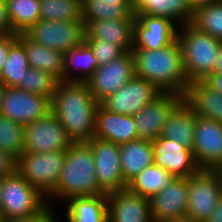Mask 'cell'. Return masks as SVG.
<instances>
[{
  "instance_id": "cell-1",
  "label": "cell",
  "mask_w": 222,
  "mask_h": 222,
  "mask_svg": "<svg viewBox=\"0 0 222 222\" xmlns=\"http://www.w3.org/2000/svg\"><path fill=\"white\" fill-rule=\"evenodd\" d=\"M99 104L85 82L60 81L51 100V112L72 142H87L95 134Z\"/></svg>"
},
{
  "instance_id": "cell-2",
  "label": "cell",
  "mask_w": 222,
  "mask_h": 222,
  "mask_svg": "<svg viewBox=\"0 0 222 222\" xmlns=\"http://www.w3.org/2000/svg\"><path fill=\"white\" fill-rule=\"evenodd\" d=\"M135 75L152 82L161 92L184 95L188 79L184 72L181 46L176 39L158 50H131Z\"/></svg>"
},
{
  "instance_id": "cell-3",
  "label": "cell",
  "mask_w": 222,
  "mask_h": 222,
  "mask_svg": "<svg viewBox=\"0 0 222 222\" xmlns=\"http://www.w3.org/2000/svg\"><path fill=\"white\" fill-rule=\"evenodd\" d=\"M100 194L105 193L97 183L94 155L90 145L87 142H73L66 150L56 188L46 197L48 206L55 209L53 202L56 199V202L59 199L61 204V201H68L73 197Z\"/></svg>"
},
{
  "instance_id": "cell-4",
  "label": "cell",
  "mask_w": 222,
  "mask_h": 222,
  "mask_svg": "<svg viewBox=\"0 0 222 222\" xmlns=\"http://www.w3.org/2000/svg\"><path fill=\"white\" fill-rule=\"evenodd\" d=\"M177 40L188 83L204 81L213 74L222 41L200 32L190 23L178 27Z\"/></svg>"
},
{
  "instance_id": "cell-5",
  "label": "cell",
  "mask_w": 222,
  "mask_h": 222,
  "mask_svg": "<svg viewBox=\"0 0 222 222\" xmlns=\"http://www.w3.org/2000/svg\"><path fill=\"white\" fill-rule=\"evenodd\" d=\"M47 207V198L18 171L2 178V218L32 217L41 214Z\"/></svg>"
},
{
  "instance_id": "cell-6",
  "label": "cell",
  "mask_w": 222,
  "mask_h": 222,
  "mask_svg": "<svg viewBox=\"0 0 222 222\" xmlns=\"http://www.w3.org/2000/svg\"><path fill=\"white\" fill-rule=\"evenodd\" d=\"M65 155L66 150L44 153L24 151L17 159V171L47 197L56 188Z\"/></svg>"
},
{
  "instance_id": "cell-7",
  "label": "cell",
  "mask_w": 222,
  "mask_h": 222,
  "mask_svg": "<svg viewBox=\"0 0 222 222\" xmlns=\"http://www.w3.org/2000/svg\"><path fill=\"white\" fill-rule=\"evenodd\" d=\"M188 209L186 217L198 222L212 214L222 195V170L199 169L187 177Z\"/></svg>"
},
{
  "instance_id": "cell-8",
  "label": "cell",
  "mask_w": 222,
  "mask_h": 222,
  "mask_svg": "<svg viewBox=\"0 0 222 222\" xmlns=\"http://www.w3.org/2000/svg\"><path fill=\"white\" fill-rule=\"evenodd\" d=\"M24 34L35 43L65 53L84 42L85 25L83 21L39 20Z\"/></svg>"
},
{
  "instance_id": "cell-9",
  "label": "cell",
  "mask_w": 222,
  "mask_h": 222,
  "mask_svg": "<svg viewBox=\"0 0 222 222\" xmlns=\"http://www.w3.org/2000/svg\"><path fill=\"white\" fill-rule=\"evenodd\" d=\"M72 143L64 126L51 111L44 118L24 125L25 151L44 153L67 150Z\"/></svg>"
},
{
  "instance_id": "cell-10",
  "label": "cell",
  "mask_w": 222,
  "mask_h": 222,
  "mask_svg": "<svg viewBox=\"0 0 222 222\" xmlns=\"http://www.w3.org/2000/svg\"><path fill=\"white\" fill-rule=\"evenodd\" d=\"M90 145L95 161V175L100 189L107 195L127 188L120 163V148L113 142L91 138Z\"/></svg>"
},
{
  "instance_id": "cell-11",
  "label": "cell",
  "mask_w": 222,
  "mask_h": 222,
  "mask_svg": "<svg viewBox=\"0 0 222 222\" xmlns=\"http://www.w3.org/2000/svg\"><path fill=\"white\" fill-rule=\"evenodd\" d=\"M134 76V59L131 51H128L118 59L98 66L85 83L93 97L101 103L106 97L117 92Z\"/></svg>"
},
{
  "instance_id": "cell-12",
  "label": "cell",
  "mask_w": 222,
  "mask_h": 222,
  "mask_svg": "<svg viewBox=\"0 0 222 222\" xmlns=\"http://www.w3.org/2000/svg\"><path fill=\"white\" fill-rule=\"evenodd\" d=\"M192 152L199 169L222 170V123L196 115Z\"/></svg>"
},
{
  "instance_id": "cell-13",
  "label": "cell",
  "mask_w": 222,
  "mask_h": 222,
  "mask_svg": "<svg viewBox=\"0 0 222 222\" xmlns=\"http://www.w3.org/2000/svg\"><path fill=\"white\" fill-rule=\"evenodd\" d=\"M51 111V100L16 87H6L0 115L19 124H29L44 118Z\"/></svg>"
},
{
  "instance_id": "cell-14",
  "label": "cell",
  "mask_w": 222,
  "mask_h": 222,
  "mask_svg": "<svg viewBox=\"0 0 222 222\" xmlns=\"http://www.w3.org/2000/svg\"><path fill=\"white\" fill-rule=\"evenodd\" d=\"M161 91L149 80L134 76L101 104L111 112L134 115L148 105Z\"/></svg>"
},
{
  "instance_id": "cell-15",
  "label": "cell",
  "mask_w": 222,
  "mask_h": 222,
  "mask_svg": "<svg viewBox=\"0 0 222 222\" xmlns=\"http://www.w3.org/2000/svg\"><path fill=\"white\" fill-rule=\"evenodd\" d=\"M184 99L183 95L161 92L148 105L133 115L138 138L155 140L161 136L164 124L173 109Z\"/></svg>"
},
{
  "instance_id": "cell-16",
  "label": "cell",
  "mask_w": 222,
  "mask_h": 222,
  "mask_svg": "<svg viewBox=\"0 0 222 222\" xmlns=\"http://www.w3.org/2000/svg\"><path fill=\"white\" fill-rule=\"evenodd\" d=\"M135 49L158 50L177 39L179 25L172 19L146 14H135Z\"/></svg>"
},
{
  "instance_id": "cell-17",
  "label": "cell",
  "mask_w": 222,
  "mask_h": 222,
  "mask_svg": "<svg viewBox=\"0 0 222 222\" xmlns=\"http://www.w3.org/2000/svg\"><path fill=\"white\" fill-rule=\"evenodd\" d=\"M154 165L174 177L187 178L199 170L192 149L169 138L158 137L152 141Z\"/></svg>"
},
{
  "instance_id": "cell-18",
  "label": "cell",
  "mask_w": 222,
  "mask_h": 222,
  "mask_svg": "<svg viewBox=\"0 0 222 222\" xmlns=\"http://www.w3.org/2000/svg\"><path fill=\"white\" fill-rule=\"evenodd\" d=\"M150 207L154 222L185 218L188 209L187 178L175 177L150 199Z\"/></svg>"
},
{
  "instance_id": "cell-19",
  "label": "cell",
  "mask_w": 222,
  "mask_h": 222,
  "mask_svg": "<svg viewBox=\"0 0 222 222\" xmlns=\"http://www.w3.org/2000/svg\"><path fill=\"white\" fill-rule=\"evenodd\" d=\"M106 197L108 222H154L150 199L134 194L127 188L111 192Z\"/></svg>"
},
{
  "instance_id": "cell-20",
  "label": "cell",
  "mask_w": 222,
  "mask_h": 222,
  "mask_svg": "<svg viewBox=\"0 0 222 222\" xmlns=\"http://www.w3.org/2000/svg\"><path fill=\"white\" fill-rule=\"evenodd\" d=\"M95 138L122 145L138 139L133 115L109 111L101 103L96 110Z\"/></svg>"
},
{
  "instance_id": "cell-21",
  "label": "cell",
  "mask_w": 222,
  "mask_h": 222,
  "mask_svg": "<svg viewBox=\"0 0 222 222\" xmlns=\"http://www.w3.org/2000/svg\"><path fill=\"white\" fill-rule=\"evenodd\" d=\"M135 19H107L84 22V40H104L118 45L124 52L134 47Z\"/></svg>"
},
{
  "instance_id": "cell-22",
  "label": "cell",
  "mask_w": 222,
  "mask_h": 222,
  "mask_svg": "<svg viewBox=\"0 0 222 222\" xmlns=\"http://www.w3.org/2000/svg\"><path fill=\"white\" fill-rule=\"evenodd\" d=\"M183 96L195 115L222 123V94L205 81L189 82Z\"/></svg>"
},
{
  "instance_id": "cell-23",
  "label": "cell",
  "mask_w": 222,
  "mask_h": 222,
  "mask_svg": "<svg viewBox=\"0 0 222 222\" xmlns=\"http://www.w3.org/2000/svg\"><path fill=\"white\" fill-rule=\"evenodd\" d=\"M18 41L24 46L29 66L63 81L64 52L48 48L29 39L24 33H18Z\"/></svg>"
},
{
  "instance_id": "cell-24",
  "label": "cell",
  "mask_w": 222,
  "mask_h": 222,
  "mask_svg": "<svg viewBox=\"0 0 222 222\" xmlns=\"http://www.w3.org/2000/svg\"><path fill=\"white\" fill-rule=\"evenodd\" d=\"M123 178L128 184L143 169L154 164L152 141L138 138L119 145Z\"/></svg>"
},
{
  "instance_id": "cell-25",
  "label": "cell",
  "mask_w": 222,
  "mask_h": 222,
  "mask_svg": "<svg viewBox=\"0 0 222 222\" xmlns=\"http://www.w3.org/2000/svg\"><path fill=\"white\" fill-rule=\"evenodd\" d=\"M196 115L183 99L172 111L164 124L162 137L169 138L189 149L194 144Z\"/></svg>"
},
{
  "instance_id": "cell-26",
  "label": "cell",
  "mask_w": 222,
  "mask_h": 222,
  "mask_svg": "<svg viewBox=\"0 0 222 222\" xmlns=\"http://www.w3.org/2000/svg\"><path fill=\"white\" fill-rule=\"evenodd\" d=\"M65 203V222H108L106 194L73 197Z\"/></svg>"
},
{
  "instance_id": "cell-27",
  "label": "cell",
  "mask_w": 222,
  "mask_h": 222,
  "mask_svg": "<svg viewBox=\"0 0 222 222\" xmlns=\"http://www.w3.org/2000/svg\"><path fill=\"white\" fill-rule=\"evenodd\" d=\"M133 13L167 17L181 26L191 22L193 8L187 0H133Z\"/></svg>"
},
{
  "instance_id": "cell-28",
  "label": "cell",
  "mask_w": 222,
  "mask_h": 222,
  "mask_svg": "<svg viewBox=\"0 0 222 222\" xmlns=\"http://www.w3.org/2000/svg\"><path fill=\"white\" fill-rule=\"evenodd\" d=\"M98 66L92 48L84 41L80 46L64 53L63 81L86 82Z\"/></svg>"
},
{
  "instance_id": "cell-29",
  "label": "cell",
  "mask_w": 222,
  "mask_h": 222,
  "mask_svg": "<svg viewBox=\"0 0 222 222\" xmlns=\"http://www.w3.org/2000/svg\"><path fill=\"white\" fill-rule=\"evenodd\" d=\"M175 177L157 165H150L143 169L128 184L127 189L139 196L151 199L163 190Z\"/></svg>"
},
{
  "instance_id": "cell-30",
  "label": "cell",
  "mask_w": 222,
  "mask_h": 222,
  "mask_svg": "<svg viewBox=\"0 0 222 222\" xmlns=\"http://www.w3.org/2000/svg\"><path fill=\"white\" fill-rule=\"evenodd\" d=\"M107 19H136L133 4H117L108 0H82V20L92 22Z\"/></svg>"
},
{
  "instance_id": "cell-31",
  "label": "cell",
  "mask_w": 222,
  "mask_h": 222,
  "mask_svg": "<svg viewBox=\"0 0 222 222\" xmlns=\"http://www.w3.org/2000/svg\"><path fill=\"white\" fill-rule=\"evenodd\" d=\"M190 24L222 41V0L195 7Z\"/></svg>"
},
{
  "instance_id": "cell-32",
  "label": "cell",
  "mask_w": 222,
  "mask_h": 222,
  "mask_svg": "<svg viewBox=\"0 0 222 222\" xmlns=\"http://www.w3.org/2000/svg\"><path fill=\"white\" fill-rule=\"evenodd\" d=\"M29 69L24 46L17 40L10 47L7 60L0 70V81L6 87H17Z\"/></svg>"
},
{
  "instance_id": "cell-33",
  "label": "cell",
  "mask_w": 222,
  "mask_h": 222,
  "mask_svg": "<svg viewBox=\"0 0 222 222\" xmlns=\"http://www.w3.org/2000/svg\"><path fill=\"white\" fill-rule=\"evenodd\" d=\"M13 34L24 33L40 20V0H7Z\"/></svg>"
},
{
  "instance_id": "cell-34",
  "label": "cell",
  "mask_w": 222,
  "mask_h": 222,
  "mask_svg": "<svg viewBox=\"0 0 222 222\" xmlns=\"http://www.w3.org/2000/svg\"><path fill=\"white\" fill-rule=\"evenodd\" d=\"M40 20L83 21L82 0H40Z\"/></svg>"
},
{
  "instance_id": "cell-35",
  "label": "cell",
  "mask_w": 222,
  "mask_h": 222,
  "mask_svg": "<svg viewBox=\"0 0 222 222\" xmlns=\"http://www.w3.org/2000/svg\"><path fill=\"white\" fill-rule=\"evenodd\" d=\"M0 149L18 159L24 150V125L0 115Z\"/></svg>"
},
{
  "instance_id": "cell-36",
  "label": "cell",
  "mask_w": 222,
  "mask_h": 222,
  "mask_svg": "<svg viewBox=\"0 0 222 222\" xmlns=\"http://www.w3.org/2000/svg\"><path fill=\"white\" fill-rule=\"evenodd\" d=\"M57 83L58 81L47 72L30 67L16 88L52 100Z\"/></svg>"
},
{
  "instance_id": "cell-37",
  "label": "cell",
  "mask_w": 222,
  "mask_h": 222,
  "mask_svg": "<svg viewBox=\"0 0 222 222\" xmlns=\"http://www.w3.org/2000/svg\"><path fill=\"white\" fill-rule=\"evenodd\" d=\"M93 50V55L97 59L98 65L118 59L125 52L112 42L104 40H84Z\"/></svg>"
},
{
  "instance_id": "cell-38",
  "label": "cell",
  "mask_w": 222,
  "mask_h": 222,
  "mask_svg": "<svg viewBox=\"0 0 222 222\" xmlns=\"http://www.w3.org/2000/svg\"><path fill=\"white\" fill-rule=\"evenodd\" d=\"M56 209L48 206L41 214L24 218H2L1 222H54L57 216Z\"/></svg>"
},
{
  "instance_id": "cell-39",
  "label": "cell",
  "mask_w": 222,
  "mask_h": 222,
  "mask_svg": "<svg viewBox=\"0 0 222 222\" xmlns=\"http://www.w3.org/2000/svg\"><path fill=\"white\" fill-rule=\"evenodd\" d=\"M17 171V159L0 149V177L10 176Z\"/></svg>"
},
{
  "instance_id": "cell-40",
  "label": "cell",
  "mask_w": 222,
  "mask_h": 222,
  "mask_svg": "<svg viewBox=\"0 0 222 222\" xmlns=\"http://www.w3.org/2000/svg\"><path fill=\"white\" fill-rule=\"evenodd\" d=\"M18 40V34L0 35V70L4 66L10 47Z\"/></svg>"
},
{
  "instance_id": "cell-41",
  "label": "cell",
  "mask_w": 222,
  "mask_h": 222,
  "mask_svg": "<svg viewBox=\"0 0 222 222\" xmlns=\"http://www.w3.org/2000/svg\"><path fill=\"white\" fill-rule=\"evenodd\" d=\"M13 34L12 21L7 9L6 2L0 1V35Z\"/></svg>"
},
{
  "instance_id": "cell-42",
  "label": "cell",
  "mask_w": 222,
  "mask_h": 222,
  "mask_svg": "<svg viewBox=\"0 0 222 222\" xmlns=\"http://www.w3.org/2000/svg\"><path fill=\"white\" fill-rule=\"evenodd\" d=\"M204 81L214 90L222 94V73H213Z\"/></svg>"
},
{
  "instance_id": "cell-43",
  "label": "cell",
  "mask_w": 222,
  "mask_h": 222,
  "mask_svg": "<svg viewBox=\"0 0 222 222\" xmlns=\"http://www.w3.org/2000/svg\"><path fill=\"white\" fill-rule=\"evenodd\" d=\"M205 222H222V195L220 196L214 211Z\"/></svg>"
},
{
  "instance_id": "cell-44",
  "label": "cell",
  "mask_w": 222,
  "mask_h": 222,
  "mask_svg": "<svg viewBox=\"0 0 222 222\" xmlns=\"http://www.w3.org/2000/svg\"><path fill=\"white\" fill-rule=\"evenodd\" d=\"M217 0H187V2L189 3V5L194 9L197 6L203 5V4H207L209 2H214Z\"/></svg>"
},
{
  "instance_id": "cell-45",
  "label": "cell",
  "mask_w": 222,
  "mask_h": 222,
  "mask_svg": "<svg viewBox=\"0 0 222 222\" xmlns=\"http://www.w3.org/2000/svg\"><path fill=\"white\" fill-rule=\"evenodd\" d=\"M213 73H222V45L220 47V52L218 55V60L216 63V66L214 68V72Z\"/></svg>"
},
{
  "instance_id": "cell-46",
  "label": "cell",
  "mask_w": 222,
  "mask_h": 222,
  "mask_svg": "<svg viewBox=\"0 0 222 222\" xmlns=\"http://www.w3.org/2000/svg\"><path fill=\"white\" fill-rule=\"evenodd\" d=\"M168 222H198V221H195L193 219H190V218H183V219H173V220H169Z\"/></svg>"
},
{
  "instance_id": "cell-47",
  "label": "cell",
  "mask_w": 222,
  "mask_h": 222,
  "mask_svg": "<svg viewBox=\"0 0 222 222\" xmlns=\"http://www.w3.org/2000/svg\"><path fill=\"white\" fill-rule=\"evenodd\" d=\"M5 88L6 86L0 81V107H1L2 99H3V95L5 92Z\"/></svg>"
},
{
  "instance_id": "cell-48",
  "label": "cell",
  "mask_w": 222,
  "mask_h": 222,
  "mask_svg": "<svg viewBox=\"0 0 222 222\" xmlns=\"http://www.w3.org/2000/svg\"><path fill=\"white\" fill-rule=\"evenodd\" d=\"M108 1H116L117 4H133V0H108Z\"/></svg>"
},
{
  "instance_id": "cell-49",
  "label": "cell",
  "mask_w": 222,
  "mask_h": 222,
  "mask_svg": "<svg viewBox=\"0 0 222 222\" xmlns=\"http://www.w3.org/2000/svg\"><path fill=\"white\" fill-rule=\"evenodd\" d=\"M1 200H2V177H0V209H1Z\"/></svg>"
},
{
  "instance_id": "cell-50",
  "label": "cell",
  "mask_w": 222,
  "mask_h": 222,
  "mask_svg": "<svg viewBox=\"0 0 222 222\" xmlns=\"http://www.w3.org/2000/svg\"><path fill=\"white\" fill-rule=\"evenodd\" d=\"M59 219L61 220V218L58 217L54 222H61Z\"/></svg>"
}]
</instances>
